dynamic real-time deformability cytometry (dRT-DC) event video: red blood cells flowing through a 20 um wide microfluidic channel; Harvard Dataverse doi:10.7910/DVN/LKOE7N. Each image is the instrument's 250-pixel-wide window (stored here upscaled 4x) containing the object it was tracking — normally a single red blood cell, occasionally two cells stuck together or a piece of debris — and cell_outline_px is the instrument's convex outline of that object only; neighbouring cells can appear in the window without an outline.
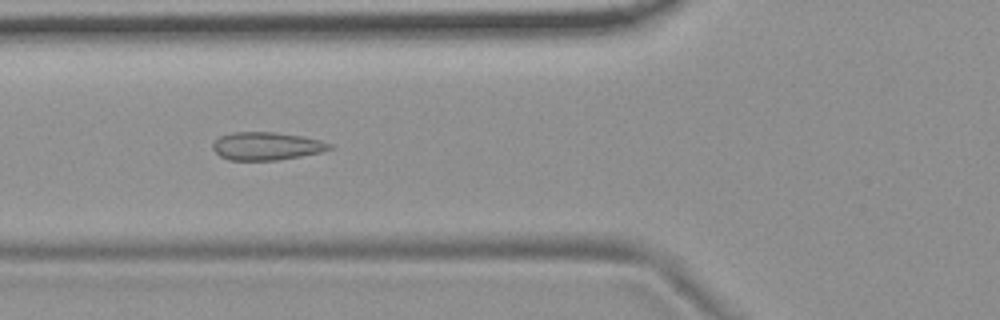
{"species": "common noctule bat (a hibernating species)", "species_latin": "Nyctalus noctula", "temperature_condition": "room temperature", "stored_images_in_passage": 7, "camera_frame_rate_fps": 3000, "um_per_image_px": 0.085, "animal": {"sex": "female", "body_mass_g": 19.9}, "frame": {"image": 1, "passage_image": 6, "time_ms": 1.667, "image_size_px": [1000, 320], "cell_outline_px": [[332, 148], [320, 152], [280, 160], [228, 160], [220, 156], [212, 148], [212, 144], [220, 136], [232, 132], [276, 132], [304, 136], [320, 140], [332, 144]], "centroid_in_image_um": [22.65, 12.41], "position_along_channel_um": 103.2, "area_um2": 19.07}}
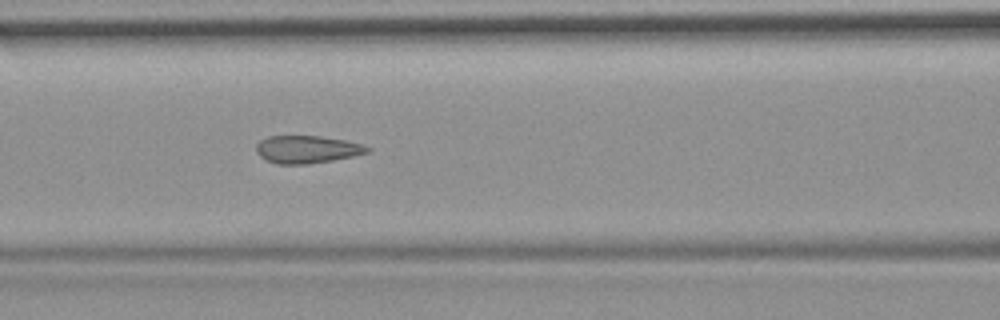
{"frame": {"image": 2, "passage_image": 7, "time_ms": 2.0, "image_size_px": [1000, 320], "cell_outline_px": [[372, 148], [368, 152], [352, 156], [332, 160], [308, 164], [276, 164], [260, 156], [256, 152], [256, 144], [260, 140], [268, 136], [320, 136], [344, 140], [360, 144]], "centroid_in_image_um": [26.06, 12.69], "position_along_channel_um": 140.5, "area_um2": 17.74}}